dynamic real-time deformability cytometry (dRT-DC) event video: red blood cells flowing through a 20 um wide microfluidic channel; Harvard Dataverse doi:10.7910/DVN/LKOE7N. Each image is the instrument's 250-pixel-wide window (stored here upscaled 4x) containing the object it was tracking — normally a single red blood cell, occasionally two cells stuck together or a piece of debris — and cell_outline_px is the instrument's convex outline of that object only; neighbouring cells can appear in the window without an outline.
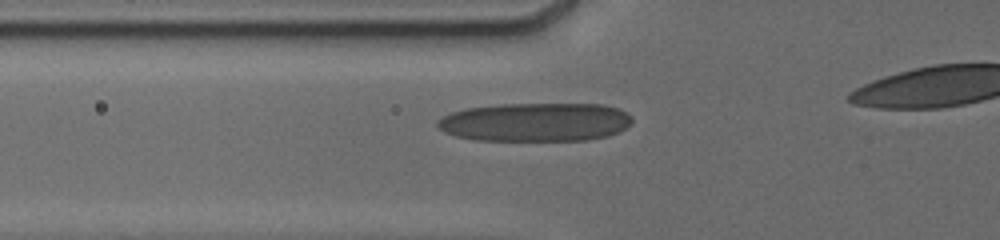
{"species": "human", "species_latin": "Homo sapiens", "temperature_condition": "cold", "stored_images_in_passage": 12, "camera_frame_rate_fps": 3000, "um_per_image_px": 0.085, "donor": {"sex": "male"}, "frame": {"image": 1, "passage_image": 2, "time_ms": 0.333, "image_size_px": [1000, 240], "cell_outline_px": [[632, 124], [620, 132], [608, 136], [588, 140], [472, 140], [456, 136], [444, 132], [436, 124], [436, 120], [452, 112], [464, 108], [496, 104], [604, 104], [620, 108], [628, 112], [632, 116]], "centroid_in_image_um": [45.55, 10.37], "position_along_channel_um": 80.2, "area_um2": 44.45}}
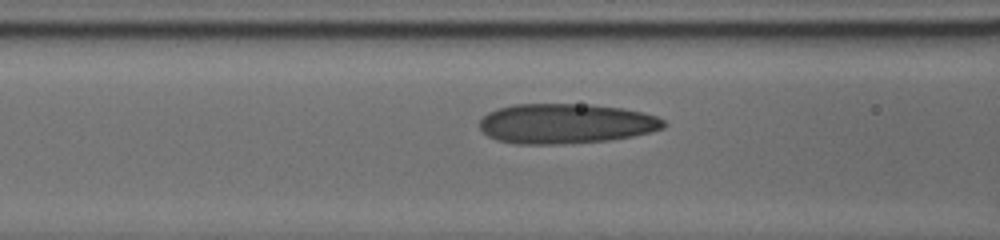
{"frame": {"image": 2, "passage_image": 6, "time_ms": 1.333, "image_size_px": [1000, 240], "cell_outline_px": [[664, 128], [632, 136], [608, 140], [564, 144], [516, 144], [496, 140], [488, 136], [480, 128], [480, 120], [488, 112], [512, 104], [588, 104], [624, 108], [656, 116], [664, 120]], "centroid_in_image_um": [48.06, 10.5], "position_along_channel_um": 118.5, "area_um2": 42.83}}
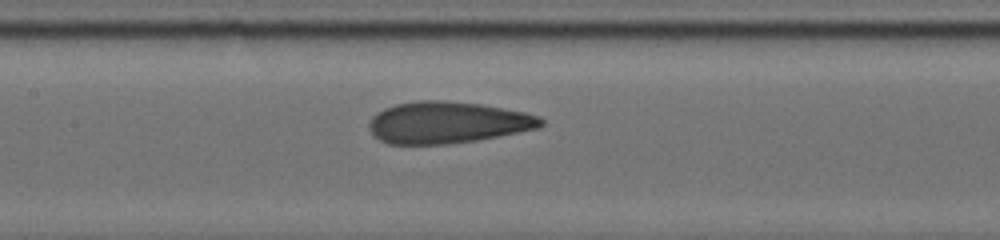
{"frame": {"image": 3, "passage_image": 10, "time_ms": 2.667, "image_size_px": [1000, 240], "cell_outline_px": [[544, 124], [540, 128], [476, 140], [448, 144], [388, 144], [380, 140], [368, 128], [368, 124], [372, 116], [376, 112], [384, 108], [396, 104], [416, 100], [444, 100], [480, 104], [524, 112], [540, 116], [544, 120]], "centroid_in_image_um": [38.02, 10.41], "position_along_channel_um": 169.4, "area_um2": 41.85}}